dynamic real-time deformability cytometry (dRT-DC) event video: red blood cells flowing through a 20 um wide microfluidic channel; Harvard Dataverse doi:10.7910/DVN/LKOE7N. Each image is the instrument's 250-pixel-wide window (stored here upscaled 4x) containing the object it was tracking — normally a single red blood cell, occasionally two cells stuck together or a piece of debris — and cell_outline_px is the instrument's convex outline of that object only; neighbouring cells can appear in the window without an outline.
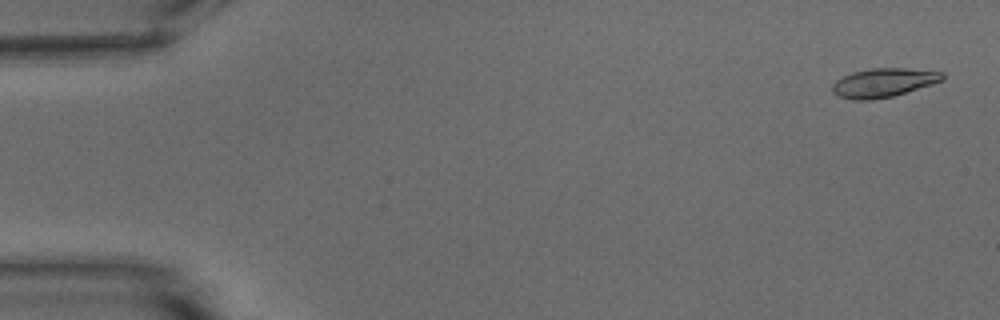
{"species": "common noctule bat (a hibernating species)", "species_latin": "Nyctalus noctula", "temperature_condition": "warm", "stored_images_in_passage": 54, "camera_frame_rate_fps": 3000, "um_per_image_px": 0.085, "animal": {"sex": "male", "body_mass_g": 15.6}, "frame": {"image": 1, "passage_image": 2, "time_ms": 0.333, "image_size_px": [1000, 320], "cell_outline_px": [[944, 80], [932, 84], [892, 96], [872, 100], [856, 100], [840, 96], [832, 92], [832, 84], [836, 80], [852, 72], [872, 68], [904, 68], [944, 72]], "centroid_in_image_um": [75.1, 7.02], "position_along_channel_um": 9.9, "area_um2": 18.38}}
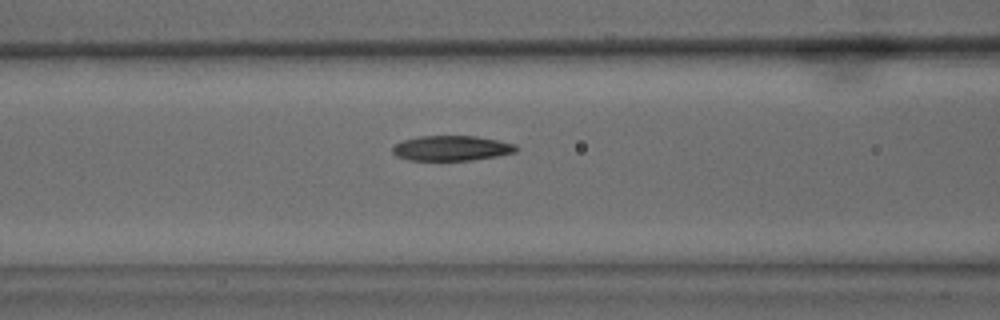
{"frame": {"image": 2, "passage_image": 22, "time_ms": 7.0, "image_size_px": [1000, 320], "cell_outline_px": [[520, 148], [516, 152], [496, 156], [472, 160], [408, 160], [396, 156], [392, 152], [392, 144], [400, 140], [420, 136], [476, 136], [516, 144]], "centroid_in_image_um": [38.34, 12.59], "position_along_channel_um": 128.3, "area_um2": 18.26}}
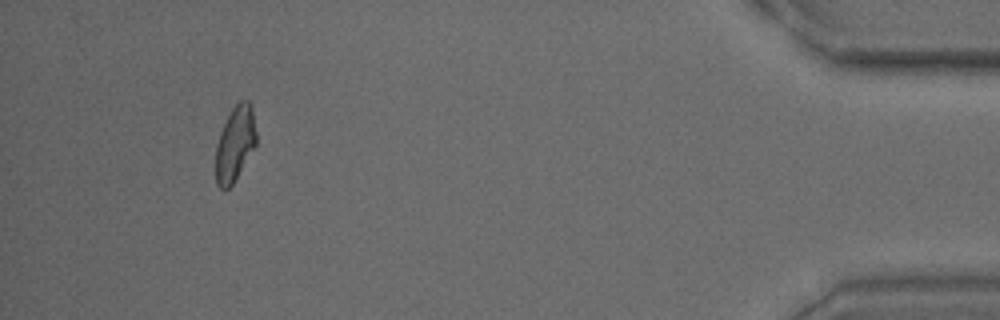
{"frame": {"image": 3, "passage_image": 50, "time_ms": 16.333, "image_size_px": [1000, 320], "cell_outline_px": [[256, 144], [232, 184], [228, 188], [220, 188], [216, 184], [216, 144], [220, 132], [232, 108], [240, 100], [248, 100], [252, 104], [256, 132]], "centroid_in_image_um": [19.98, 12.18], "position_along_channel_um": 415.2, "area_um2": 17.51}, "authors_computed_cell_mechanics": {"area_um2": 18.6116, "velocity_mm_per_s": 3.7852, "shape_relaxation_time_tau1_ms": 4.2331, "shape_relaxation_time_tau2_ms": 3.9142, "deformation_change_tau1": 0.1637, "deformation_change_tau2": 0.1003}}